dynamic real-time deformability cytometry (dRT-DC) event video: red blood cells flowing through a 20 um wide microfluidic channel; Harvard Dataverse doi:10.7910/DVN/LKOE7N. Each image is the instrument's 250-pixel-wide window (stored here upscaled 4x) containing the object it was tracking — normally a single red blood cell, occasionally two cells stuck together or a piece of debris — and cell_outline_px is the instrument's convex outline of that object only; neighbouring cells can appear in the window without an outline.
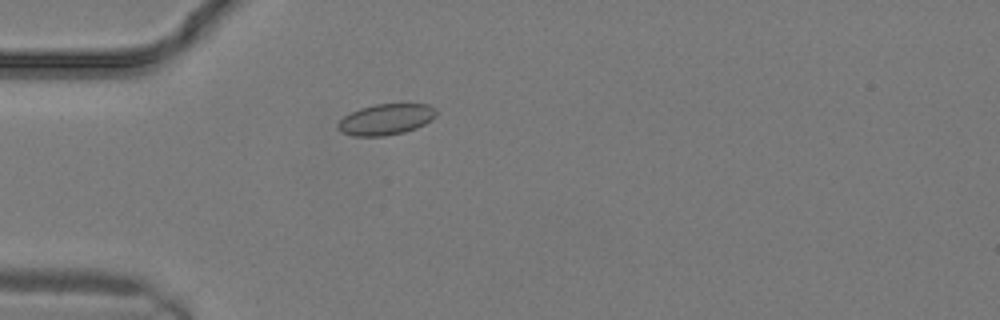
{"species": "common noctule bat (a hibernating species)", "species_latin": "Nyctalus noctula", "temperature_condition": "warm", "stored_images_in_passage": 23, "camera_frame_rate_fps": 3000, "um_per_image_px": 0.085, "animal": {"sex": "male", "body_mass_g": 19.2, "forearm_length_mm": 51.8}, "frame": {"image": 1, "passage_image": 4, "time_ms": 1.0, "image_size_px": [1000, 320], "cell_outline_px": [[436, 116], [432, 120], [416, 128], [404, 132], [384, 136], [352, 136], [340, 132], [336, 128], [336, 124], [344, 116], [360, 108], [376, 104], [428, 104], [436, 108]], "centroid_in_image_um": [32.79, 10.15], "position_along_channel_um": 52.2, "area_um2": 17.86}}
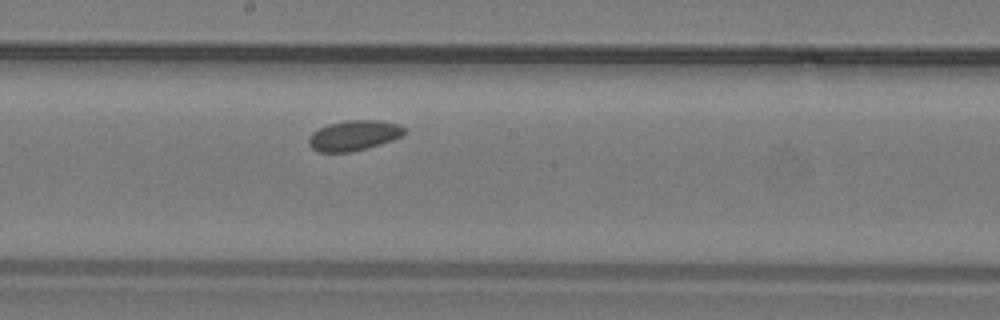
{"frame": {"image": 2, "passage_image": 11, "time_ms": 3.333, "image_size_px": [1000, 320], "cell_outline_px": [[404, 136], [368, 148], [352, 152], [320, 152], [312, 148], [308, 144], [308, 136], [312, 132], [328, 124], [344, 120], [380, 120], [400, 124], [404, 128]], "centroid_in_image_um": [30.08, 11.51], "position_along_channel_um": 218.1, "area_um2": 17.05}}
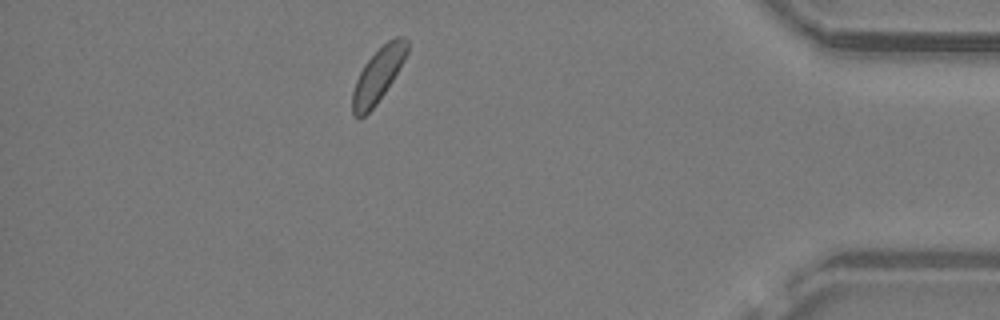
{"frame": {"image": 3, "passage_image": 20, "time_ms": 6.333, "image_size_px": [1000, 320], "cell_outline_px": [[408, 52], [404, 60], [392, 80], [376, 104], [360, 120], [352, 116], [352, 92], [356, 80], [364, 64], [388, 40], [396, 36], [404, 36], [408, 40]], "centroid_in_image_um": [32.12, 6.4], "position_along_channel_um": 403.1, "area_um2": 17.05}}